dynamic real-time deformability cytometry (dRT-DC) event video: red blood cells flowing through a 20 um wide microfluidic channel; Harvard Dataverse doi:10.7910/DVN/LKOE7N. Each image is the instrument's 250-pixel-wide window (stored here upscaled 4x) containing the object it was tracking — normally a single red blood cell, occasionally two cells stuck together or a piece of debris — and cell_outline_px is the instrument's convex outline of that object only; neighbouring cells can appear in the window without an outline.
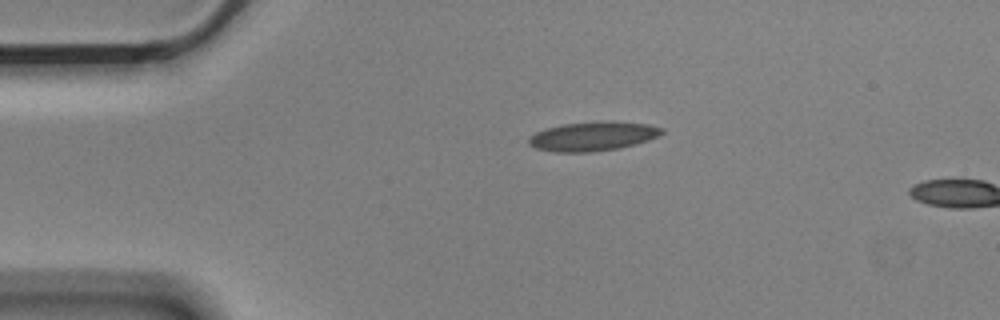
{"species": "Egyptian fruit bat (a non-hibernating species)", "species_latin": "Rousettus aegyptiacus", "temperature_condition": "cold", "stored_images_in_passage": 2, "camera_frame_rate_fps": 3000, "um_per_image_px": 0.085, "animal": {"sex": "male"}, "frame": {"image": 1, "passage_image": 1, "time_ms": 0.0, "image_size_px": [1000, 320], "cell_outline_px": [[664, 132], [660, 136], [636, 144], [620, 148], [592, 152], [552, 152], [536, 148], [528, 144], [528, 140], [536, 132], [548, 128], [564, 124], [608, 120], [612, 120], [648, 124], [664, 128]], "centroid_in_image_um": [50.45, 11.58], "position_along_channel_um": 34.5, "area_um2": 22.83}}